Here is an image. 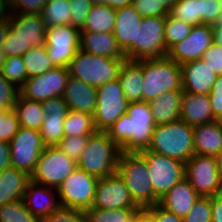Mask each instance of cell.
<instances>
[{"label": "cell", "instance_id": "6da1fadb", "mask_svg": "<svg viewBox=\"0 0 222 222\" xmlns=\"http://www.w3.org/2000/svg\"><path fill=\"white\" fill-rule=\"evenodd\" d=\"M155 126L148 102H129L126 114L106 133L122 152H140L149 147Z\"/></svg>", "mask_w": 222, "mask_h": 222}, {"label": "cell", "instance_id": "7a4b0ae2", "mask_svg": "<svg viewBox=\"0 0 222 222\" xmlns=\"http://www.w3.org/2000/svg\"><path fill=\"white\" fill-rule=\"evenodd\" d=\"M46 28L40 14H9V32L2 46L6 57L22 56L32 47L45 46Z\"/></svg>", "mask_w": 222, "mask_h": 222}, {"label": "cell", "instance_id": "3957f363", "mask_svg": "<svg viewBox=\"0 0 222 222\" xmlns=\"http://www.w3.org/2000/svg\"><path fill=\"white\" fill-rule=\"evenodd\" d=\"M147 150L186 163L194 155L193 127L181 119L156 125Z\"/></svg>", "mask_w": 222, "mask_h": 222}, {"label": "cell", "instance_id": "277c9868", "mask_svg": "<svg viewBox=\"0 0 222 222\" xmlns=\"http://www.w3.org/2000/svg\"><path fill=\"white\" fill-rule=\"evenodd\" d=\"M116 172L141 209L160 202L154 194L146 160L138 152H121Z\"/></svg>", "mask_w": 222, "mask_h": 222}, {"label": "cell", "instance_id": "5b68a950", "mask_svg": "<svg viewBox=\"0 0 222 222\" xmlns=\"http://www.w3.org/2000/svg\"><path fill=\"white\" fill-rule=\"evenodd\" d=\"M143 68L142 101L149 102L172 90H182L181 65L168 56L137 60Z\"/></svg>", "mask_w": 222, "mask_h": 222}, {"label": "cell", "instance_id": "8992f818", "mask_svg": "<svg viewBox=\"0 0 222 222\" xmlns=\"http://www.w3.org/2000/svg\"><path fill=\"white\" fill-rule=\"evenodd\" d=\"M121 152V148L106 132L97 131L89 136L77 167L98 179L107 177L116 173Z\"/></svg>", "mask_w": 222, "mask_h": 222}, {"label": "cell", "instance_id": "52a82bcc", "mask_svg": "<svg viewBox=\"0 0 222 222\" xmlns=\"http://www.w3.org/2000/svg\"><path fill=\"white\" fill-rule=\"evenodd\" d=\"M126 59H112L78 50L68 65L69 75L93 87L118 79Z\"/></svg>", "mask_w": 222, "mask_h": 222}, {"label": "cell", "instance_id": "ba28073f", "mask_svg": "<svg viewBox=\"0 0 222 222\" xmlns=\"http://www.w3.org/2000/svg\"><path fill=\"white\" fill-rule=\"evenodd\" d=\"M138 153L146 160L154 194L160 200L179 181L186 178L184 162L147 149Z\"/></svg>", "mask_w": 222, "mask_h": 222}, {"label": "cell", "instance_id": "9c48e42d", "mask_svg": "<svg viewBox=\"0 0 222 222\" xmlns=\"http://www.w3.org/2000/svg\"><path fill=\"white\" fill-rule=\"evenodd\" d=\"M97 105L93 114L97 131L106 132L122 115L126 114V100L119 79L96 88Z\"/></svg>", "mask_w": 222, "mask_h": 222}, {"label": "cell", "instance_id": "30bf717a", "mask_svg": "<svg viewBox=\"0 0 222 222\" xmlns=\"http://www.w3.org/2000/svg\"><path fill=\"white\" fill-rule=\"evenodd\" d=\"M98 178L78 167L56 189L61 207L86 211L92 207Z\"/></svg>", "mask_w": 222, "mask_h": 222}, {"label": "cell", "instance_id": "8fae6325", "mask_svg": "<svg viewBox=\"0 0 222 222\" xmlns=\"http://www.w3.org/2000/svg\"><path fill=\"white\" fill-rule=\"evenodd\" d=\"M76 167L77 163L58 146H47L39 156L31 181L57 189Z\"/></svg>", "mask_w": 222, "mask_h": 222}, {"label": "cell", "instance_id": "7c38bea8", "mask_svg": "<svg viewBox=\"0 0 222 222\" xmlns=\"http://www.w3.org/2000/svg\"><path fill=\"white\" fill-rule=\"evenodd\" d=\"M166 16L143 17L136 34V49L127 60L152 59L167 56L165 46Z\"/></svg>", "mask_w": 222, "mask_h": 222}, {"label": "cell", "instance_id": "4fadbf2b", "mask_svg": "<svg viewBox=\"0 0 222 222\" xmlns=\"http://www.w3.org/2000/svg\"><path fill=\"white\" fill-rule=\"evenodd\" d=\"M9 146L11 166L31 176L46 147L40 131L19 127Z\"/></svg>", "mask_w": 222, "mask_h": 222}, {"label": "cell", "instance_id": "5bb4252c", "mask_svg": "<svg viewBox=\"0 0 222 222\" xmlns=\"http://www.w3.org/2000/svg\"><path fill=\"white\" fill-rule=\"evenodd\" d=\"M80 30L71 25L46 28L45 46L55 67H68L79 50Z\"/></svg>", "mask_w": 222, "mask_h": 222}, {"label": "cell", "instance_id": "9a60e30c", "mask_svg": "<svg viewBox=\"0 0 222 222\" xmlns=\"http://www.w3.org/2000/svg\"><path fill=\"white\" fill-rule=\"evenodd\" d=\"M186 178L201 197L222 192L215 156L194 154L185 163Z\"/></svg>", "mask_w": 222, "mask_h": 222}, {"label": "cell", "instance_id": "2e32d148", "mask_svg": "<svg viewBox=\"0 0 222 222\" xmlns=\"http://www.w3.org/2000/svg\"><path fill=\"white\" fill-rule=\"evenodd\" d=\"M69 77L68 67H54L28 78L20 87V95L38 102L63 96Z\"/></svg>", "mask_w": 222, "mask_h": 222}, {"label": "cell", "instance_id": "e0dca14e", "mask_svg": "<svg viewBox=\"0 0 222 222\" xmlns=\"http://www.w3.org/2000/svg\"><path fill=\"white\" fill-rule=\"evenodd\" d=\"M91 208L141 209L132 199L129 189L117 172L98 179Z\"/></svg>", "mask_w": 222, "mask_h": 222}, {"label": "cell", "instance_id": "ac0fdd59", "mask_svg": "<svg viewBox=\"0 0 222 222\" xmlns=\"http://www.w3.org/2000/svg\"><path fill=\"white\" fill-rule=\"evenodd\" d=\"M214 43L213 27L210 24H197L190 34L173 45L167 56L179 65L201 59L203 53Z\"/></svg>", "mask_w": 222, "mask_h": 222}, {"label": "cell", "instance_id": "d6986e66", "mask_svg": "<svg viewBox=\"0 0 222 222\" xmlns=\"http://www.w3.org/2000/svg\"><path fill=\"white\" fill-rule=\"evenodd\" d=\"M46 117L40 128V135L45 146H57L65 137L64 118L68 113V106L63 96L50 98L41 102Z\"/></svg>", "mask_w": 222, "mask_h": 222}, {"label": "cell", "instance_id": "ffe728a7", "mask_svg": "<svg viewBox=\"0 0 222 222\" xmlns=\"http://www.w3.org/2000/svg\"><path fill=\"white\" fill-rule=\"evenodd\" d=\"M142 19L132 5L116 9V23L112 32L126 58L136 49V34Z\"/></svg>", "mask_w": 222, "mask_h": 222}, {"label": "cell", "instance_id": "44dd1931", "mask_svg": "<svg viewBox=\"0 0 222 222\" xmlns=\"http://www.w3.org/2000/svg\"><path fill=\"white\" fill-rule=\"evenodd\" d=\"M217 75L202 59L181 65L182 91L193 94H209Z\"/></svg>", "mask_w": 222, "mask_h": 222}, {"label": "cell", "instance_id": "7402d4cb", "mask_svg": "<svg viewBox=\"0 0 222 222\" xmlns=\"http://www.w3.org/2000/svg\"><path fill=\"white\" fill-rule=\"evenodd\" d=\"M55 192V193H54ZM56 188L40 185L30 181L23 196L25 207L36 217L42 219L61 207L56 199ZM56 200V201H55Z\"/></svg>", "mask_w": 222, "mask_h": 222}, {"label": "cell", "instance_id": "603a6c76", "mask_svg": "<svg viewBox=\"0 0 222 222\" xmlns=\"http://www.w3.org/2000/svg\"><path fill=\"white\" fill-rule=\"evenodd\" d=\"M96 87L88 85L80 79L69 77L63 99L69 110L94 114L97 105Z\"/></svg>", "mask_w": 222, "mask_h": 222}, {"label": "cell", "instance_id": "cb8c5ba5", "mask_svg": "<svg viewBox=\"0 0 222 222\" xmlns=\"http://www.w3.org/2000/svg\"><path fill=\"white\" fill-rule=\"evenodd\" d=\"M79 49L112 59H126L113 32L80 31Z\"/></svg>", "mask_w": 222, "mask_h": 222}, {"label": "cell", "instance_id": "d4e9b609", "mask_svg": "<svg viewBox=\"0 0 222 222\" xmlns=\"http://www.w3.org/2000/svg\"><path fill=\"white\" fill-rule=\"evenodd\" d=\"M180 119L192 127L215 121L209 95L183 92Z\"/></svg>", "mask_w": 222, "mask_h": 222}, {"label": "cell", "instance_id": "484cf974", "mask_svg": "<svg viewBox=\"0 0 222 222\" xmlns=\"http://www.w3.org/2000/svg\"><path fill=\"white\" fill-rule=\"evenodd\" d=\"M199 198L188 179L184 178L165 194L159 204L184 219Z\"/></svg>", "mask_w": 222, "mask_h": 222}, {"label": "cell", "instance_id": "4316f807", "mask_svg": "<svg viewBox=\"0 0 222 222\" xmlns=\"http://www.w3.org/2000/svg\"><path fill=\"white\" fill-rule=\"evenodd\" d=\"M182 90H172L148 102L156 125L167 124L180 119Z\"/></svg>", "mask_w": 222, "mask_h": 222}, {"label": "cell", "instance_id": "83f0119b", "mask_svg": "<svg viewBox=\"0 0 222 222\" xmlns=\"http://www.w3.org/2000/svg\"><path fill=\"white\" fill-rule=\"evenodd\" d=\"M31 176L27 173L9 167L0 172V206L23 199Z\"/></svg>", "mask_w": 222, "mask_h": 222}, {"label": "cell", "instance_id": "f1b7e54d", "mask_svg": "<svg viewBox=\"0 0 222 222\" xmlns=\"http://www.w3.org/2000/svg\"><path fill=\"white\" fill-rule=\"evenodd\" d=\"M194 154L217 156L222 153V131L216 121L193 127Z\"/></svg>", "mask_w": 222, "mask_h": 222}, {"label": "cell", "instance_id": "f546056e", "mask_svg": "<svg viewBox=\"0 0 222 222\" xmlns=\"http://www.w3.org/2000/svg\"><path fill=\"white\" fill-rule=\"evenodd\" d=\"M128 102L142 101L143 68L137 60H125L118 77Z\"/></svg>", "mask_w": 222, "mask_h": 222}, {"label": "cell", "instance_id": "4dcf8cb0", "mask_svg": "<svg viewBox=\"0 0 222 222\" xmlns=\"http://www.w3.org/2000/svg\"><path fill=\"white\" fill-rule=\"evenodd\" d=\"M14 111L17 114L19 126L40 130L46 114L41 102L19 96Z\"/></svg>", "mask_w": 222, "mask_h": 222}, {"label": "cell", "instance_id": "1f68e13d", "mask_svg": "<svg viewBox=\"0 0 222 222\" xmlns=\"http://www.w3.org/2000/svg\"><path fill=\"white\" fill-rule=\"evenodd\" d=\"M115 23L116 9L104 4H94L80 31L112 32Z\"/></svg>", "mask_w": 222, "mask_h": 222}, {"label": "cell", "instance_id": "d6a6232c", "mask_svg": "<svg viewBox=\"0 0 222 222\" xmlns=\"http://www.w3.org/2000/svg\"><path fill=\"white\" fill-rule=\"evenodd\" d=\"M65 136H91L97 132L93 115L75 110H68L64 118Z\"/></svg>", "mask_w": 222, "mask_h": 222}, {"label": "cell", "instance_id": "836d02e7", "mask_svg": "<svg viewBox=\"0 0 222 222\" xmlns=\"http://www.w3.org/2000/svg\"><path fill=\"white\" fill-rule=\"evenodd\" d=\"M40 15L47 28L71 25L70 0H48Z\"/></svg>", "mask_w": 222, "mask_h": 222}, {"label": "cell", "instance_id": "e575fe53", "mask_svg": "<svg viewBox=\"0 0 222 222\" xmlns=\"http://www.w3.org/2000/svg\"><path fill=\"white\" fill-rule=\"evenodd\" d=\"M27 70V79L36 75H42L55 66L49 60L46 46L32 47L22 55Z\"/></svg>", "mask_w": 222, "mask_h": 222}, {"label": "cell", "instance_id": "d590c367", "mask_svg": "<svg viewBox=\"0 0 222 222\" xmlns=\"http://www.w3.org/2000/svg\"><path fill=\"white\" fill-rule=\"evenodd\" d=\"M141 209H98L90 208L85 211L87 222H132Z\"/></svg>", "mask_w": 222, "mask_h": 222}, {"label": "cell", "instance_id": "8d00e7d4", "mask_svg": "<svg viewBox=\"0 0 222 222\" xmlns=\"http://www.w3.org/2000/svg\"><path fill=\"white\" fill-rule=\"evenodd\" d=\"M168 14L192 26L201 24V0H177Z\"/></svg>", "mask_w": 222, "mask_h": 222}, {"label": "cell", "instance_id": "74e56055", "mask_svg": "<svg viewBox=\"0 0 222 222\" xmlns=\"http://www.w3.org/2000/svg\"><path fill=\"white\" fill-rule=\"evenodd\" d=\"M0 222H40V219L20 199L0 206Z\"/></svg>", "mask_w": 222, "mask_h": 222}, {"label": "cell", "instance_id": "f35d334b", "mask_svg": "<svg viewBox=\"0 0 222 222\" xmlns=\"http://www.w3.org/2000/svg\"><path fill=\"white\" fill-rule=\"evenodd\" d=\"M192 27V25L167 14L164 33L166 50L168 51L173 45L185 39L190 34Z\"/></svg>", "mask_w": 222, "mask_h": 222}, {"label": "cell", "instance_id": "ab89813d", "mask_svg": "<svg viewBox=\"0 0 222 222\" xmlns=\"http://www.w3.org/2000/svg\"><path fill=\"white\" fill-rule=\"evenodd\" d=\"M1 73L9 82L20 88L27 80V70L22 56L6 57Z\"/></svg>", "mask_w": 222, "mask_h": 222}, {"label": "cell", "instance_id": "60d3db41", "mask_svg": "<svg viewBox=\"0 0 222 222\" xmlns=\"http://www.w3.org/2000/svg\"><path fill=\"white\" fill-rule=\"evenodd\" d=\"M89 140V136H65L57 145L70 159L78 162L85 146Z\"/></svg>", "mask_w": 222, "mask_h": 222}, {"label": "cell", "instance_id": "b9f144b4", "mask_svg": "<svg viewBox=\"0 0 222 222\" xmlns=\"http://www.w3.org/2000/svg\"><path fill=\"white\" fill-rule=\"evenodd\" d=\"M20 96V88L0 73V109L14 110Z\"/></svg>", "mask_w": 222, "mask_h": 222}, {"label": "cell", "instance_id": "7bdbcfd3", "mask_svg": "<svg viewBox=\"0 0 222 222\" xmlns=\"http://www.w3.org/2000/svg\"><path fill=\"white\" fill-rule=\"evenodd\" d=\"M184 222H212V206L210 197H201L184 218Z\"/></svg>", "mask_w": 222, "mask_h": 222}, {"label": "cell", "instance_id": "ee69618b", "mask_svg": "<svg viewBox=\"0 0 222 222\" xmlns=\"http://www.w3.org/2000/svg\"><path fill=\"white\" fill-rule=\"evenodd\" d=\"M48 0H12L3 10L8 14H40Z\"/></svg>", "mask_w": 222, "mask_h": 222}, {"label": "cell", "instance_id": "f6af8a7d", "mask_svg": "<svg viewBox=\"0 0 222 222\" xmlns=\"http://www.w3.org/2000/svg\"><path fill=\"white\" fill-rule=\"evenodd\" d=\"M40 222H87L85 212L77 209L60 207L48 216L40 219Z\"/></svg>", "mask_w": 222, "mask_h": 222}, {"label": "cell", "instance_id": "bcb514c9", "mask_svg": "<svg viewBox=\"0 0 222 222\" xmlns=\"http://www.w3.org/2000/svg\"><path fill=\"white\" fill-rule=\"evenodd\" d=\"M19 127L18 117L14 110L0 115V141L10 143Z\"/></svg>", "mask_w": 222, "mask_h": 222}, {"label": "cell", "instance_id": "7dc6e473", "mask_svg": "<svg viewBox=\"0 0 222 222\" xmlns=\"http://www.w3.org/2000/svg\"><path fill=\"white\" fill-rule=\"evenodd\" d=\"M92 5L88 0H70L71 26L81 30Z\"/></svg>", "mask_w": 222, "mask_h": 222}, {"label": "cell", "instance_id": "c3c4849f", "mask_svg": "<svg viewBox=\"0 0 222 222\" xmlns=\"http://www.w3.org/2000/svg\"><path fill=\"white\" fill-rule=\"evenodd\" d=\"M221 15L220 0H201V23L215 25Z\"/></svg>", "mask_w": 222, "mask_h": 222}, {"label": "cell", "instance_id": "681fc988", "mask_svg": "<svg viewBox=\"0 0 222 222\" xmlns=\"http://www.w3.org/2000/svg\"><path fill=\"white\" fill-rule=\"evenodd\" d=\"M142 17L166 16L168 11L153 0H133L131 4Z\"/></svg>", "mask_w": 222, "mask_h": 222}, {"label": "cell", "instance_id": "f907efd6", "mask_svg": "<svg viewBox=\"0 0 222 222\" xmlns=\"http://www.w3.org/2000/svg\"><path fill=\"white\" fill-rule=\"evenodd\" d=\"M201 59L216 75L222 74V46L213 43L202 55Z\"/></svg>", "mask_w": 222, "mask_h": 222}, {"label": "cell", "instance_id": "816d5d0a", "mask_svg": "<svg viewBox=\"0 0 222 222\" xmlns=\"http://www.w3.org/2000/svg\"><path fill=\"white\" fill-rule=\"evenodd\" d=\"M208 95L213 117L217 119L222 116V74L217 75L213 88Z\"/></svg>", "mask_w": 222, "mask_h": 222}, {"label": "cell", "instance_id": "f5cc1de1", "mask_svg": "<svg viewBox=\"0 0 222 222\" xmlns=\"http://www.w3.org/2000/svg\"><path fill=\"white\" fill-rule=\"evenodd\" d=\"M144 210L155 220V222H184V219L175 213L169 212L159 203L148 206Z\"/></svg>", "mask_w": 222, "mask_h": 222}, {"label": "cell", "instance_id": "db71d44e", "mask_svg": "<svg viewBox=\"0 0 222 222\" xmlns=\"http://www.w3.org/2000/svg\"><path fill=\"white\" fill-rule=\"evenodd\" d=\"M212 206V222H222V192L210 197Z\"/></svg>", "mask_w": 222, "mask_h": 222}, {"label": "cell", "instance_id": "11a10c76", "mask_svg": "<svg viewBox=\"0 0 222 222\" xmlns=\"http://www.w3.org/2000/svg\"><path fill=\"white\" fill-rule=\"evenodd\" d=\"M11 167L9 143L0 141V172Z\"/></svg>", "mask_w": 222, "mask_h": 222}, {"label": "cell", "instance_id": "9f6ffc18", "mask_svg": "<svg viewBox=\"0 0 222 222\" xmlns=\"http://www.w3.org/2000/svg\"><path fill=\"white\" fill-rule=\"evenodd\" d=\"M9 32V14L0 10V49L4 44L7 33Z\"/></svg>", "mask_w": 222, "mask_h": 222}, {"label": "cell", "instance_id": "6f0895ef", "mask_svg": "<svg viewBox=\"0 0 222 222\" xmlns=\"http://www.w3.org/2000/svg\"><path fill=\"white\" fill-rule=\"evenodd\" d=\"M212 27L214 43L222 46V22H218L217 24L212 25Z\"/></svg>", "mask_w": 222, "mask_h": 222}, {"label": "cell", "instance_id": "680465c9", "mask_svg": "<svg viewBox=\"0 0 222 222\" xmlns=\"http://www.w3.org/2000/svg\"><path fill=\"white\" fill-rule=\"evenodd\" d=\"M133 0H107V5L113 9L122 8L132 4Z\"/></svg>", "mask_w": 222, "mask_h": 222}, {"label": "cell", "instance_id": "91938a15", "mask_svg": "<svg viewBox=\"0 0 222 222\" xmlns=\"http://www.w3.org/2000/svg\"><path fill=\"white\" fill-rule=\"evenodd\" d=\"M139 222H155V220L144 210L138 212Z\"/></svg>", "mask_w": 222, "mask_h": 222}, {"label": "cell", "instance_id": "94428289", "mask_svg": "<svg viewBox=\"0 0 222 222\" xmlns=\"http://www.w3.org/2000/svg\"><path fill=\"white\" fill-rule=\"evenodd\" d=\"M161 4L167 11H169L177 2V0H153Z\"/></svg>", "mask_w": 222, "mask_h": 222}, {"label": "cell", "instance_id": "6125c7cd", "mask_svg": "<svg viewBox=\"0 0 222 222\" xmlns=\"http://www.w3.org/2000/svg\"><path fill=\"white\" fill-rule=\"evenodd\" d=\"M216 159V165H217V170L219 174L220 181L222 183V153L219 155L215 156Z\"/></svg>", "mask_w": 222, "mask_h": 222}, {"label": "cell", "instance_id": "be15d7a7", "mask_svg": "<svg viewBox=\"0 0 222 222\" xmlns=\"http://www.w3.org/2000/svg\"><path fill=\"white\" fill-rule=\"evenodd\" d=\"M6 61V55L2 49H0V73L2 72L3 64Z\"/></svg>", "mask_w": 222, "mask_h": 222}, {"label": "cell", "instance_id": "e7e4bbea", "mask_svg": "<svg viewBox=\"0 0 222 222\" xmlns=\"http://www.w3.org/2000/svg\"><path fill=\"white\" fill-rule=\"evenodd\" d=\"M12 0H0V10H3Z\"/></svg>", "mask_w": 222, "mask_h": 222}, {"label": "cell", "instance_id": "03108f58", "mask_svg": "<svg viewBox=\"0 0 222 222\" xmlns=\"http://www.w3.org/2000/svg\"><path fill=\"white\" fill-rule=\"evenodd\" d=\"M90 1L93 5L94 4H104L107 5V0H88Z\"/></svg>", "mask_w": 222, "mask_h": 222}, {"label": "cell", "instance_id": "003e7915", "mask_svg": "<svg viewBox=\"0 0 222 222\" xmlns=\"http://www.w3.org/2000/svg\"><path fill=\"white\" fill-rule=\"evenodd\" d=\"M215 121L217 122L220 130L222 131V116H219Z\"/></svg>", "mask_w": 222, "mask_h": 222}, {"label": "cell", "instance_id": "a7ac6f4b", "mask_svg": "<svg viewBox=\"0 0 222 222\" xmlns=\"http://www.w3.org/2000/svg\"><path fill=\"white\" fill-rule=\"evenodd\" d=\"M9 110L0 109V115H5Z\"/></svg>", "mask_w": 222, "mask_h": 222}, {"label": "cell", "instance_id": "89a4df30", "mask_svg": "<svg viewBox=\"0 0 222 222\" xmlns=\"http://www.w3.org/2000/svg\"><path fill=\"white\" fill-rule=\"evenodd\" d=\"M220 6H221V11H222V0H220ZM219 22H222V15H221V20Z\"/></svg>", "mask_w": 222, "mask_h": 222}, {"label": "cell", "instance_id": "2644e50d", "mask_svg": "<svg viewBox=\"0 0 222 222\" xmlns=\"http://www.w3.org/2000/svg\"><path fill=\"white\" fill-rule=\"evenodd\" d=\"M132 222H139V218L136 217Z\"/></svg>", "mask_w": 222, "mask_h": 222}]
</instances>
